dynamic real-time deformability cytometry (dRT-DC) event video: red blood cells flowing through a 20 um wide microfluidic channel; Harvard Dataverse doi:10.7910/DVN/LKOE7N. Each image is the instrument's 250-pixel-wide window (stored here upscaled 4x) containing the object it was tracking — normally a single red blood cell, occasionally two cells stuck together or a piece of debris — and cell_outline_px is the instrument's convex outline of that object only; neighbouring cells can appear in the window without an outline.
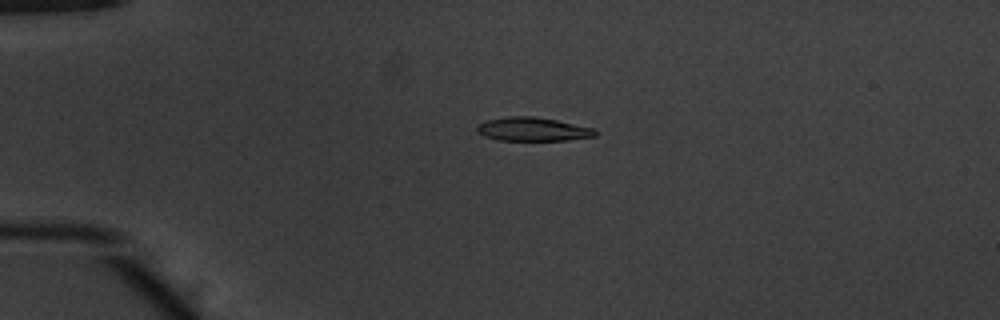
{"species": "common noctule bat (a hibernating species)", "species_latin": "Nyctalus noctula", "temperature_condition": "warm", "stored_images_in_passage": 53, "camera_frame_rate_fps": 3000, "um_per_image_px": 0.085, "animal": {"sex": "male", "body_mass_g": 20.1, "forearm_length_mm": 53.5}, "frame": {"image": 1, "passage_image": 13, "time_ms": 4.0, "image_size_px": [1000, 320], "cell_outline_px": [[596, 136], [568, 140], [500, 140], [484, 136], [476, 132], [476, 128], [480, 124], [488, 120], [508, 116], [532, 116], [556, 120], [596, 128]], "centroid_in_image_um": [45.31, 10.98], "position_along_channel_um": 39.7, "area_um2": 16.24}}
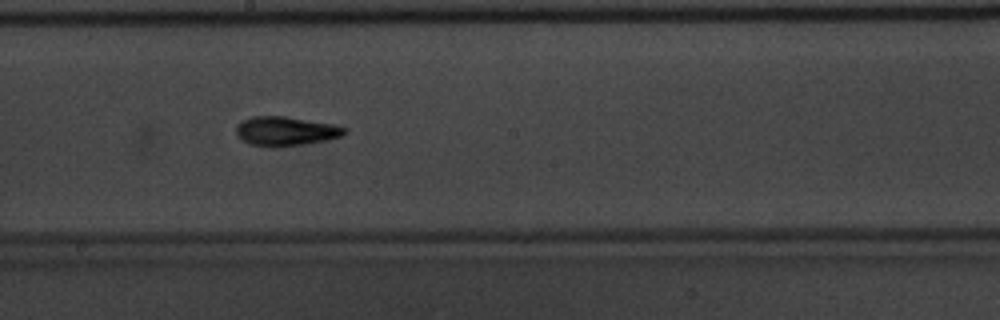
{"frame": {"image": 2, "passage_image": 30, "time_ms": 9.667, "image_size_px": [1000, 320], "cell_outline_px": [[348, 132], [344, 136], [304, 144], [276, 148], [272, 148], [248, 144], [240, 140], [236, 136], [236, 124], [252, 116], [284, 116], [332, 124], [348, 128]], "centroid_in_image_um": [24.25, 11.17], "position_along_channel_um": 223.9, "area_um2": 18.79}}
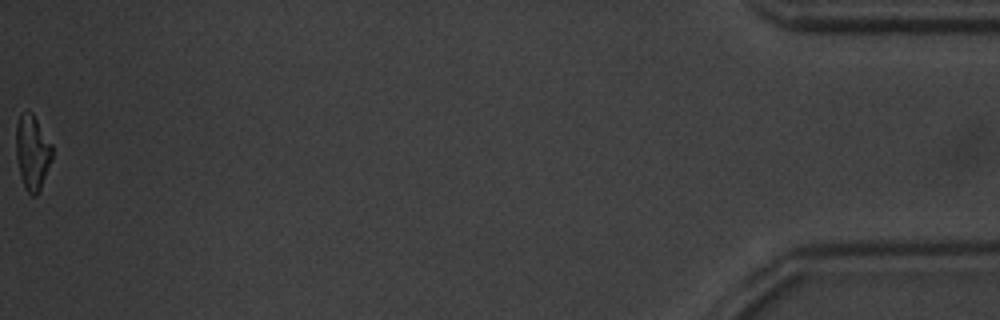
{"frame": {"image": 3, "passage_image": 53, "time_ms": 17.333, "image_size_px": [1000, 320], "cell_outline_px": [[52, 156], [40, 188], [36, 196], [32, 196], [24, 188], [20, 176], [16, 156], [16, 124], [20, 116], [28, 112], [32, 112], [52, 144]], "centroid_in_image_um": [2.73, 12.96], "position_along_channel_um": 432.5, "area_um2": 15.49}, "authors_computed_cell_mechanics": {"area_um2": 16.5886, "velocity_mm_per_s": 3.904, "shape_relaxation_time_tau1_ms": 2.6969, "shape_relaxation_time_tau2_ms": 3.5237, "deformation_change_tau1": 0.1694, "deformation_change_tau2": 0.1404}}